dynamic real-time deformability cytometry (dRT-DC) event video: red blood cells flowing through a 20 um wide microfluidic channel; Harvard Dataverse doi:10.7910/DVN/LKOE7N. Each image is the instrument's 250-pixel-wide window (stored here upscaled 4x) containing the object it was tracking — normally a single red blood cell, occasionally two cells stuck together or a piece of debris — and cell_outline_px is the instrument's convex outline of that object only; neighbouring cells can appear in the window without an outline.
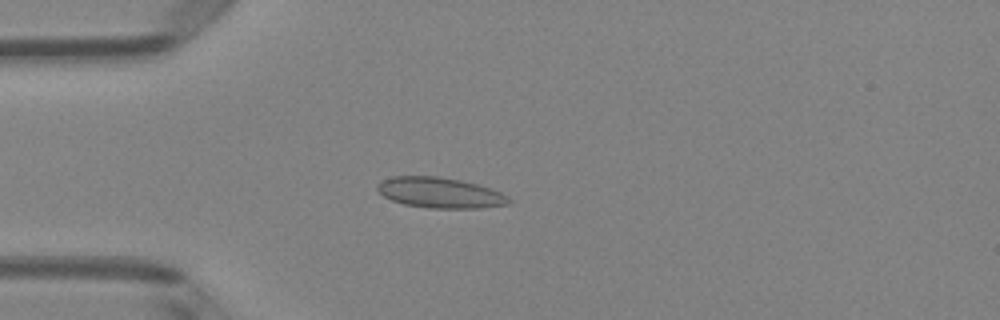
{"species": "Egyptian fruit bat (a non-hibernating species)", "species_latin": "Rousettus aegyptiacus", "temperature_condition": "room temperature", "stored_images_in_passage": 4, "camera_frame_rate_fps": 3000, "um_per_image_px": 0.085, "animal": {"sex": "female"}, "frame": {"image": 1, "passage_image": 4, "time_ms": 1.0, "image_size_px": [1000, 320], "cell_outline_px": [[512, 204], [480, 208], [428, 208], [404, 204], [392, 200], [384, 196], [376, 188], [376, 184], [392, 176], [436, 176], [460, 180], [480, 184], [492, 188], [508, 196], [512, 200]], "centroid_in_image_um": [37.45, 16.38], "position_along_channel_um": 47.5, "area_um2": 23.58}}